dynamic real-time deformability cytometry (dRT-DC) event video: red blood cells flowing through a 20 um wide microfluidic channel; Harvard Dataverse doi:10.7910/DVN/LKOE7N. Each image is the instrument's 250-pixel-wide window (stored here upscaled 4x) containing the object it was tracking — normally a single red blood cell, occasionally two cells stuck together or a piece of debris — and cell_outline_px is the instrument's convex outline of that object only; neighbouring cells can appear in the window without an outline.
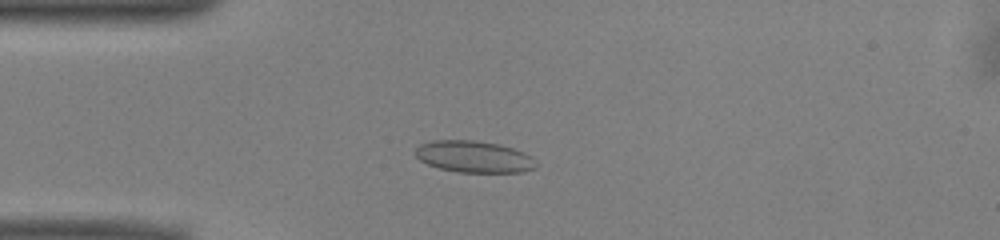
{"species": "common noctule bat (a hibernating species)", "species_latin": "Nyctalus noctula", "temperature_condition": "warm", "stored_images_in_passage": 39, "camera_frame_rate_fps": 3000, "um_per_image_px": 0.085, "animal": {"sex": "male", "body_mass_g": 13.0, "forearm_length_mm": 53.1}, "frame": {"image": 1, "passage_image": 1, "time_ms": 0.0, "image_size_px": [1000, 240], "cell_outline_px": [[536, 168], [520, 172], [456, 172], [440, 168], [428, 164], [420, 160], [412, 152], [420, 144], [432, 140], [476, 140], [500, 144], [524, 152], [532, 156], [536, 164]], "centroid_in_image_um": [40.26, 13.31], "position_along_channel_um": 44.7, "area_um2": 22.43}}
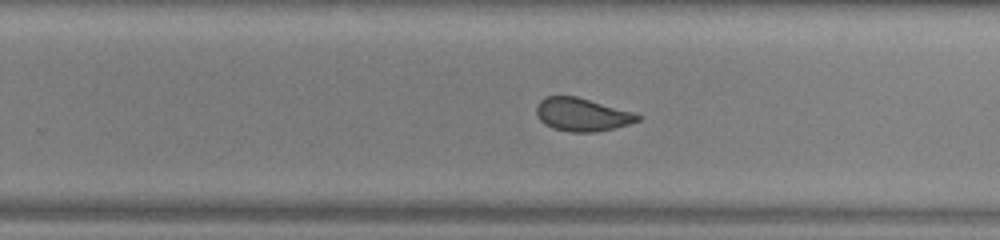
{"frame": {"image": 2, "passage_image": 20, "time_ms": 6.333, "image_size_px": [1000, 240], "cell_outline_px": [[640, 120], [628, 124], [596, 132], [572, 132], [552, 128], [544, 124], [540, 120], [536, 112], [536, 104], [544, 96], [576, 96], [636, 112], [640, 116]], "centroid_in_image_um": [49.46, 9.73], "position_along_channel_um": 280.3, "area_um2": 19.65}}
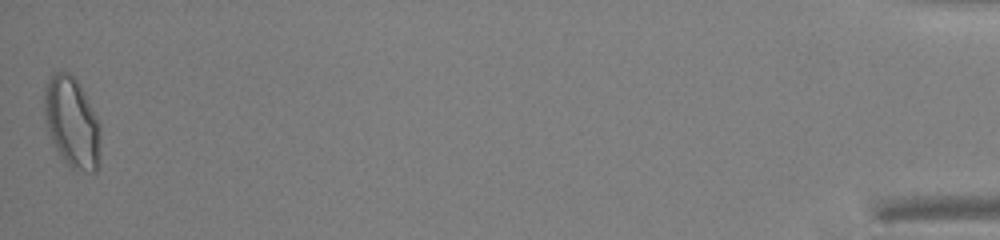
{"frame": {"image": 3, "passage_image": 39, "time_ms": 12.667, "image_size_px": [1000, 240], "cell_outline_px": [[100, 168], [96, 172], [88, 172], [72, 168], [60, 156], [52, 144], [44, 112], [44, 92], [48, 80], [52, 72], [68, 72], [80, 84], [100, 124]], "centroid_in_image_um": [6.13, 10.44], "position_along_channel_um": 429.1, "area_um2": 29.82}, "authors_computed_cell_mechanics": {"area_um2": 21.0392, "velocity_mm_per_s": 3.9646, "shape_relaxation_time_tau1_ms": null, "shape_relaxation_time_tau2_ms": 1.1243, "deformation_change_tau1": null, "deformation_change_tau2": 0.0557}}